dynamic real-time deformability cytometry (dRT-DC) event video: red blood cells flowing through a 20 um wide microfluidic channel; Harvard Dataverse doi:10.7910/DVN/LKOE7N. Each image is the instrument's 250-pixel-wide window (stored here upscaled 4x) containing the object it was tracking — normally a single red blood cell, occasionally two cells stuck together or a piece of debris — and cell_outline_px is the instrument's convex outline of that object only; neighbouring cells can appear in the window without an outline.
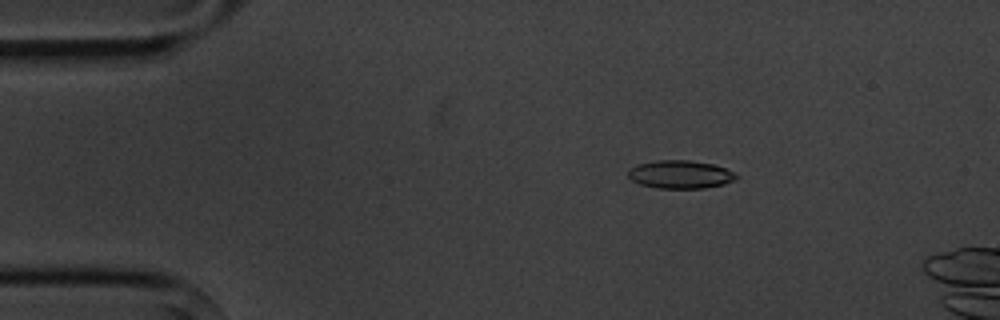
{"species": "common noctule bat (a hibernating species)", "species_latin": "Nyctalus noctula", "temperature_condition": "cold", "stored_images_in_passage": 4, "camera_frame_rate_fps": 3000, "um_per_image_px": 0.085, "animal": {"sex": "male", "body_mass_g": 20.1, "forearm_length_mm": 53.5}, "frame": {"image": 1, "passage_image": 3, "time_ms": 2.0, "image_size_px": [1000, 320], "cell_outline_px": [[740, 176], [736, 180], [724, 184], [704, 188], [656, 188], [640, 184], [632, 180], [628, 176], [628, 168], [636, 164], [656, 160], [688, 160], [712, 164], [724, 168]], "centroid_in_image_um": [57.8, 14.82], "position_along_channel_um": 27.2, "area_um2": 17.8}}